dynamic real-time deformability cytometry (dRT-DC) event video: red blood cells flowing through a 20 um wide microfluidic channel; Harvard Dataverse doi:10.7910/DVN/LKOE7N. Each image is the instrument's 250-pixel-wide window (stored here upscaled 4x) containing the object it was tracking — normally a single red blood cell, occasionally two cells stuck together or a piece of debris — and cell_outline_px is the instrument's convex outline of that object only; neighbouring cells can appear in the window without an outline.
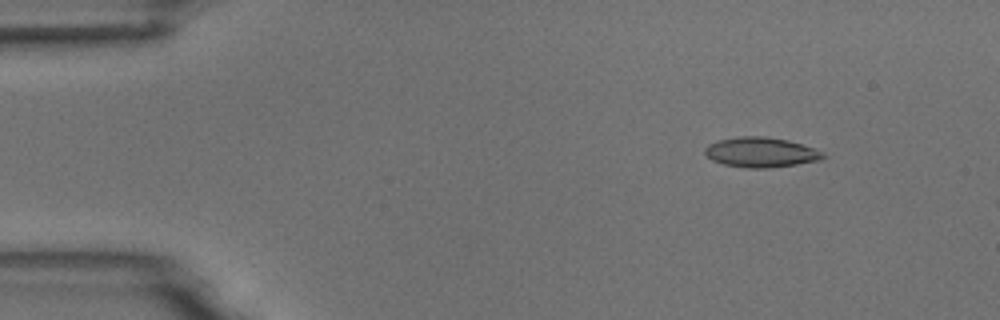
{"species": "common noctule bat (a hibernating species)", "species_latin": "Nyctalus noctula", "temperature_condition": "room temperature", "stored_images_in_passage": 4, "camera_frame_rate_fps": 3000, "um_per_image_px": 0.085, "animal": {"sex": "male", "body_mass_g": 18.8}, "frame": {"image": 1, "passage_image": 2, "time_ms": 2.0, "image_size_px": [1000, 320], "cell_outline_px": [[828, 156], [820, 160], [796, 164], [768, 168], [744, 168], [724, 164], [712, 160], [704, 152], [704, 148], [708, 144], [716, 140], [740, 136], [764, 136], [788, 140], [824, 152]], "centroid_in_image_um": [64.66, 12.94], "position_along_channel_um": 20.3, "area_um2": 20.69}}